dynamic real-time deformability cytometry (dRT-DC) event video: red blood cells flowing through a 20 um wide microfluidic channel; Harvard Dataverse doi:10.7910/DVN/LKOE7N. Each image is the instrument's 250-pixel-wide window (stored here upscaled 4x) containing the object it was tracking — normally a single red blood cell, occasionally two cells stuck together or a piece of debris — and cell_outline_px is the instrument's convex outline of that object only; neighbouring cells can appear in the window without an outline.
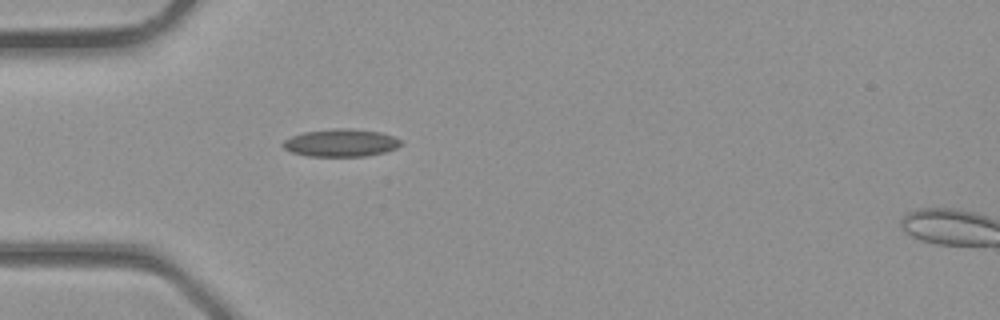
{"species": "common noctule bat (a hibernating species)", "species_latin": "Nyctalus noctula", "temperature_condition": "room temperature", "stored_images_in_passage": 2, "camera_frame_rate_fps": 3000, "um_per_image_px": 0.085, "animal": {"sex": "male", "body_mass_g": 23.1, "forearm_length_mm": 52.7}, "frame": {"image": 1, "passage_image": 1, "time_ms": 0.0, "image_size_px": [1000, 320], "cell_outline_px": [[404, 144], [396, 148], [384, 152], [368, 156], [308, 156], [292, 152], [284, 148], [280, 144], [284, 140], [292, 136], [304, 132], [340, 128], [380, 132], [392, 136], [400, 140]], "centroid_in_image_um": [28.97, 12.15], "position_along_channel_um": 56.0, "area_um2": 18.79}}